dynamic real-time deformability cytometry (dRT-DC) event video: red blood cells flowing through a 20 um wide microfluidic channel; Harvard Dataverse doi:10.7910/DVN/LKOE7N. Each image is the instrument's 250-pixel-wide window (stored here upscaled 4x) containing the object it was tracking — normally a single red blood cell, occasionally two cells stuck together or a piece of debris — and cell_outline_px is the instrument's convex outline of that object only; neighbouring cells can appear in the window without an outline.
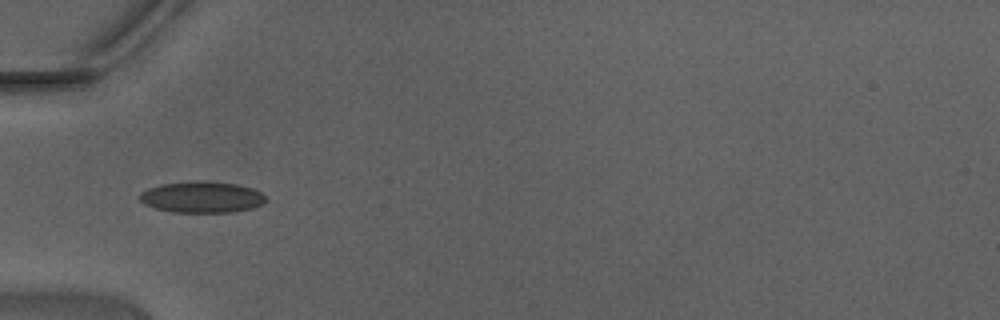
{"species": "Egyptian fruit bat (a non-hibernating species)", "species_latin": "Rousettus aegyptiacus", "temperature_condition": "warm", "stored_images_in_passage": 32, "camera_frame_rate_fps": 3000, "um_per_image_px": 0.085, "animal": {"sex": "male"}, "frame": {"image": 1, "passage_image": 1, "time_ms": 0.0, "image_size_px": [1000, 320], "cell_outline_px": [[264, 204], [252, 208], [232, 212], [172, 212], [156, 208], [144, 204], [140, 200], [140, 192], [148, 188], [160, 184], [196, 180], [200, 180], [236, 184], [252, 188], [260, 192], [264, 196]], "centroid_in_image_um": [17.13, 16.74], "position_along_channel_um": 67.9, "area_um2": 23.0}}
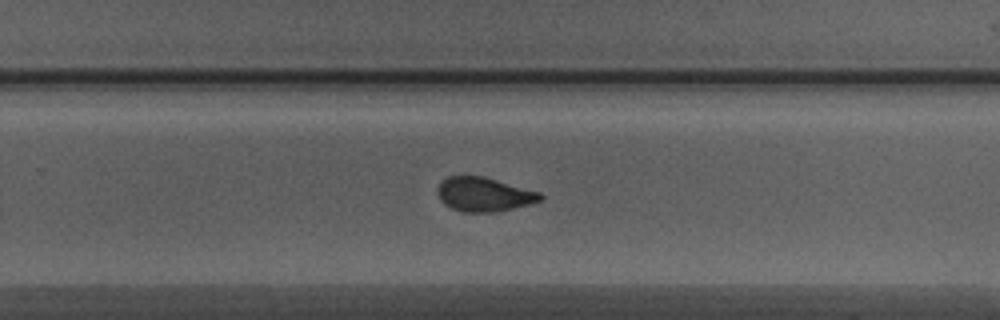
{"frame": {"image": 2, "passage_image": 16, "time_ms": 5.0, "image_size_px": [1000, 320], "cell_outline_px": [[544, 196], [540, 200], [528, 204], [512, 208], [492, 212], [464, 212], [452, 208], [444, 204], [440, 200], [436, 192], [436, 188], [440, 180], [448, 176], [484, 176], [540, 192]], "centroid_in_image_um": [41.08, 16.51], "position_along_channel_um": 288.7, "area_um2": 20.46}}
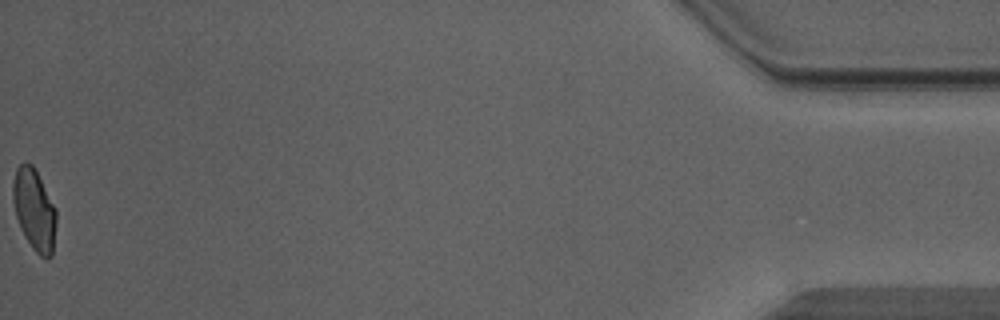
{"frame": {"image": 3, "passage_image": 32, "time_ms": 10.333, "image_size_px": [1000, 320], "cell_outline_px": [[56, 224], [52, 256], [48, 260], [40, 256], [32, 248], [20, 228], [16, 216], [12, 200], [12, 184], [16, 168], [24, 160], [32, 164], [56, 208]], "centroid_in_image_um": [2.9, 17.83], "position_along_channel_um": 432.3, "area_um2": 20.75}, "authors_computed_cell_mechanics": {"area_um2": 20.8947, "velocity_mm_per_s": 4.4441, "shape_relaxation_time_tau1_ms": 4.9765, "shape_relaxation_time_tau2_ms": 0.8114, "deformation_change_tau1": 0.1623, "deformation_change_tau2": 0.0637}}